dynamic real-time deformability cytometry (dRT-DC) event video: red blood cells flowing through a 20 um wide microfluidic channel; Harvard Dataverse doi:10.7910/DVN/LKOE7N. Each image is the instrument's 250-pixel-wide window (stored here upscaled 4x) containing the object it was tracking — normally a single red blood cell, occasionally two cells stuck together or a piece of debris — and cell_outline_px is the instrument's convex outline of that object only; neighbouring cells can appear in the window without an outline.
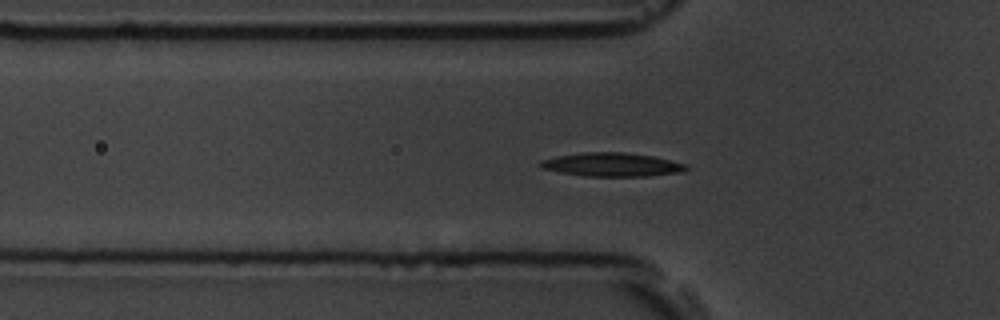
{"species": "common noctule bat (a hibernating species)", "species_latin": "Nyctalus noctula", "temperature_condition": "room temperature", "stored_images_in_passage": 40, "camera_frame_rate_fps": 3000, "um_per_image_px": 0.085, "animal": {"sex": "male", "body_mass_g": 19.5, "forearm_length_mm": 54.6}, "frame": {"image": 1, "passage_image": 3, "time_ms": 0.667, "image_size_px": [1000, 320], "cell_outline_px": [[688, 168], [684, 172], [648, 176], [584, 176], [560, 172], [540, 168], [536, 164], [540, 160], [556, 156], [584, 152], [624, 152], [652, 156], [684, 164]], "centroid_in_image_um": [51.94, 13.99], "position_along_channel_um": 73.9, "area_um2": 20.11}}
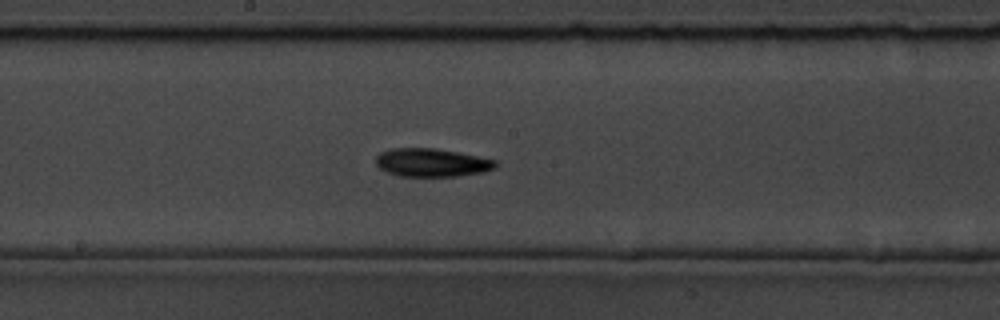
{"frame": {"image": 2, "passage_image": 14, "time_ms": 4.333, "image_size_px": [1000, 320], "cell_outline_px": [[500, 164], [496, 168], [484, 172], [456, 176], [400, 176], [388, 172], [380, 168], [376, 164], [376, 156], [380, 152], [392, 148], [436, 148], [496, 160]], "centroid_in_image_um": [36.72, 13.82], "position_along_channel_um": 211.5, "area_um2": 19.71}}
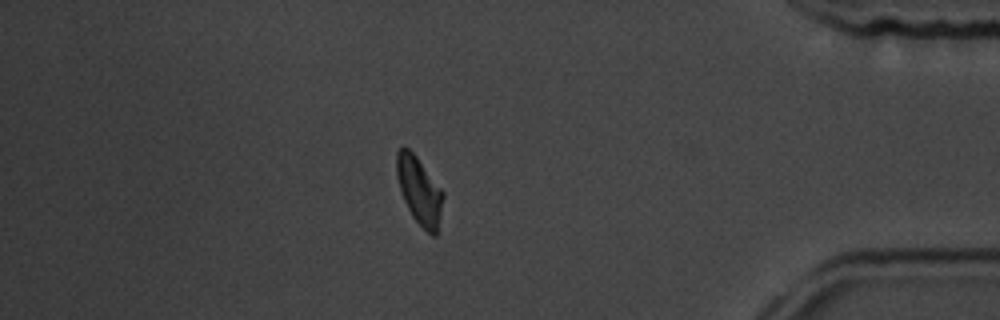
{"frame": {"image": 3, "passage_image": 32, "time_ms": 10.333, "image_size_px": [1000, 320], "cell_outline_px": [[444, 196], [436, 236], [432, 236], [412, 216], [400, 192], [396, 176], [396, 152], [404, 144], [416, 156], [444, 192]], "centroid_in_image_um": [35.62, 16.17], "position_along_channel_um": 399.6, "area_um2": 18.21}, "authors_computed_cell_mechanics": {"area_um2": 18.7561, "velocity_mm_per_s": 3.7568, "shape_relaxation_time_tau1_ms": 4.0957, "shape_relaxation_time_tau2_ms": null, "deformation_change_tau1": 0.1401, "deformation_change_tau2": null}}